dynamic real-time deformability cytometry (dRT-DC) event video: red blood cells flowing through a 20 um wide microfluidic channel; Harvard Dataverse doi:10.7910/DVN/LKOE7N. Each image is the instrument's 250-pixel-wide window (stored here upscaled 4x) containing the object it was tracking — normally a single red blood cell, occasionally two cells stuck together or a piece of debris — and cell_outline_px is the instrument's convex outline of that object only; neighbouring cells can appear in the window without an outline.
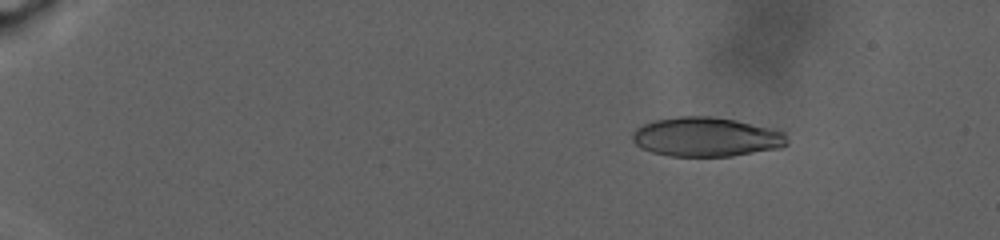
{"species": "human", "species_latin": "Homo sapiens", "temperature_condition": "warm", "stored_images_in_passage": 121, "camera_frame_rate_fps": 3000, "um_per_image_px": 0.085, "donor": {"sex": "male"}, "frame": {"image": 1, "passage_image": 29, "time_ms": 4.667, "image_size_px": [1000, 240], "cell_outline_px": [[788, 144], [780, 148], [732, 156], [668, 156], [652, 152], [640, 148], [632, 140], [632, 132], [636, 128], [652, 120], [676, 116], [712, 116], [736, 120], [772, 128], [784, 132], [788, 140]], "centroid_in_image_um": [60.02, 11.63], "position_along_channel_um": 25.0, "area_um2": 35.78}}
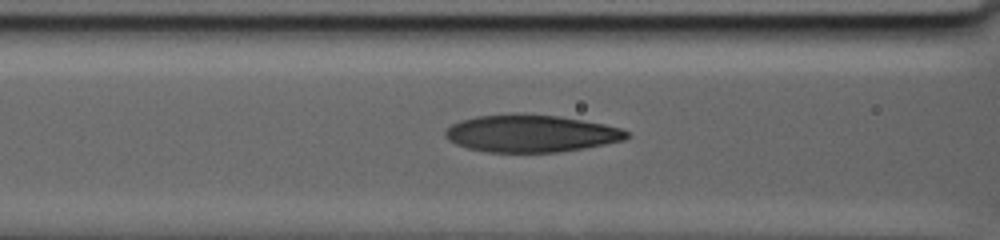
{"frame": {"image": 2, "passage_image": 93, "time_ms": 14.333, "image_size_px": [1000, 240], "cell_outline_px": [[628, 136], [624, 140], [584, 148], [556, 152], [488, 152], [468, 148], [456, 144], [448, 140], [444, 136], [444, 132], [452, 124], [460, 120], [476, 116], [512, 112], [524, 112], [560, 116], [604, 124], [620, 128], [628, 132]], "centroid_in_image_um": [45.09, 11.32], "position_along_channel_um": 121.5, "area_um2": 39.82}}
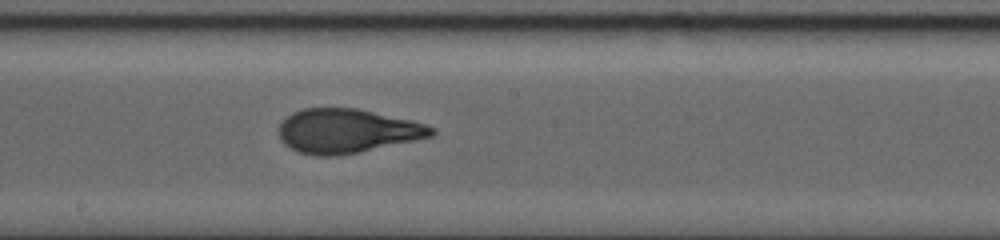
{"frame": {"image": 3, "passage_image": 121, "time_ms": 18.333, "image_size_px": [1000, 240], "cell_outline_px": [[436, 132], [432, 136], [416, 140], [336, 156], [316, 156], [296, 152], [284, 144], [280, 140], [280, 124], [292, 112], [304, 108], [356, 108], [412, 120], [436, 128]], "centroid_in_image_um": [29.49, 11.13], "position_along_channel_um": 218.7, "area_um2": 39.13}}